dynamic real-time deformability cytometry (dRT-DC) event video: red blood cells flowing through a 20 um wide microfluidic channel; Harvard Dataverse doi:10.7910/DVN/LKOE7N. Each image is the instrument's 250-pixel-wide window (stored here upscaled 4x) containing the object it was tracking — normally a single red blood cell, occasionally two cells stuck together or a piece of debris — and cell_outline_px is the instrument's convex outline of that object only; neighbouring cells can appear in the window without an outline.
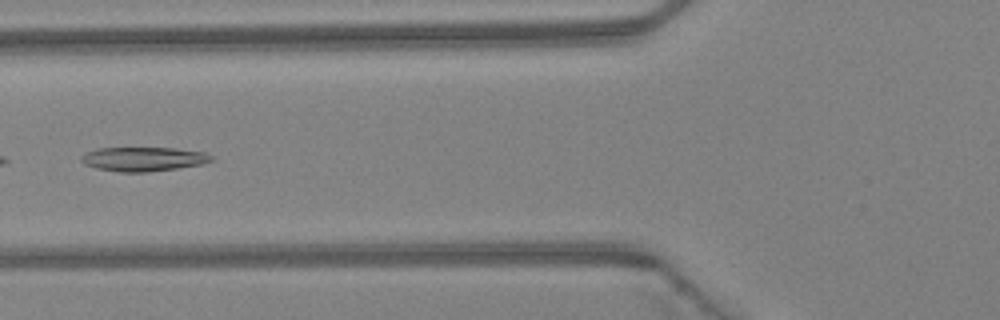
{"species": "Egyptian fruit bat (a non-hibernating species)", "species_latin": "Rousettus aegyptiacus", "temperature_condition": "warm", "stored_images_in_passage": 5, "camera_frame_rate_fps": 3000, "um_per_image_px": 0.085, "animal": {"sex": "female"}, "frame": {"image": 1, "passage_image": 5, "time_ms": 1.333, "image_size_px": [1000, 320], "cell_outline_px": [[216, 160], [200, 164], [176, 168], [148, 172], [120, 172], [96, 168], [84, 164], [80, 160], [80, 156], [96, 148], [176, 148], [204, 152], [212, 156]], "centroid_in_image_um": [12.18, 13.52], "position_along_channel_um": 113.6, "area_um2": 18.32}}